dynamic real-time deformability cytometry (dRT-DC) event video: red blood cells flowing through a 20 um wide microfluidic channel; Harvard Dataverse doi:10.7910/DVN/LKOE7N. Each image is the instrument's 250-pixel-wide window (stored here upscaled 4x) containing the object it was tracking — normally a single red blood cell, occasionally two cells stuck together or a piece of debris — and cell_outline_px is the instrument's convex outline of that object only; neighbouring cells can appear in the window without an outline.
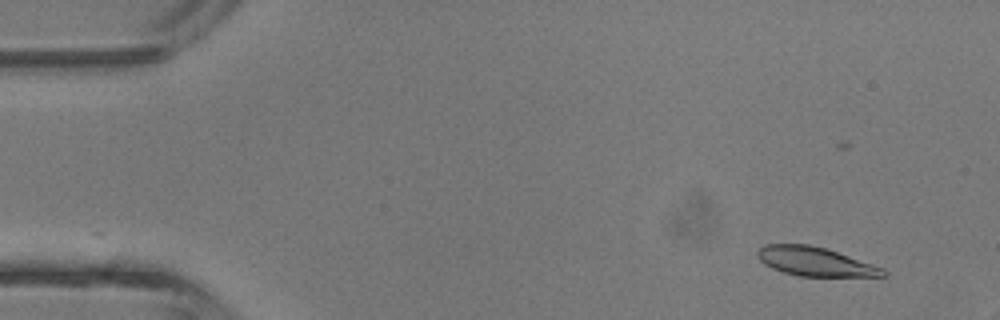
{"species": "common noctule bat (a hibernating species)", "species_latin": "Nyctalus noctula", "temperature_condition": "room temperature", "stored_images_in_passage": 5, "camera_frame_rate_fps": 3000, "um_per_image_px": 0.085, "animal": {"sex": "male", "body_mass_g": 13.3}, "frame": {"image": 1, "passage_image": 2, "time_ms": 1.0, "image_size_px": [1000, 320], "cell_outline_px": [[888, 276], [800, 276], [784, 272], [772, 268], [764, 264], [756, 256], [756, 252], [764, 244], [808, 244], [824, 248], [884, 268], [888, 272]], "centroid_in_image_um": [69.26, 22.23], "position_along_channel_um": 15.7, "area_um2": 20.98}}